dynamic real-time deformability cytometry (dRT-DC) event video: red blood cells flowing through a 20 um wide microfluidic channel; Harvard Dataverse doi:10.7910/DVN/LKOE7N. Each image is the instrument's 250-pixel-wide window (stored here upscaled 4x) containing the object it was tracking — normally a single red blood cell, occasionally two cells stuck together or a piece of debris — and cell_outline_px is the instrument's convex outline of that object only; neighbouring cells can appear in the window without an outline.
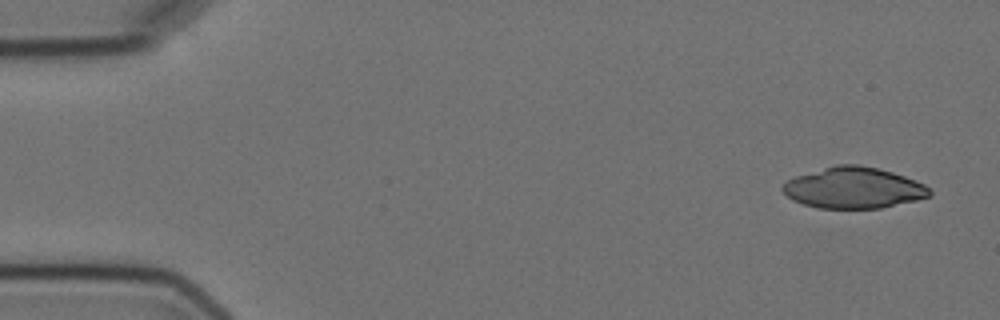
{"species": "Egyptian fruit bat (a non-hibernating species)", "species_latin": "Rousettus aegyptiacus", "temperature_condition": "cold", "stored_images_in_passage": 5, "camera_frame_rate_fps": 3000, "um_per_image_px": 0.085, "animal": {"sex": "female"}, "frame": {"image": 1, "passage_image": 1, "time_ms": 0.0, "image_size_px": [1000, 320], "cell_outline_px": [[932, 196], [916, 200], [880, 208], [816, 208], [792, 200], [780, 188], [788, 180], [796, 176], [836, 164], [856, 164], [880, 168], [904, 176], [924, 184], [932, 192]], "centroid_in_image_um": [72.56, 15.96], "position_along_channel_um": 12.4, "area_um2": 35.08}}